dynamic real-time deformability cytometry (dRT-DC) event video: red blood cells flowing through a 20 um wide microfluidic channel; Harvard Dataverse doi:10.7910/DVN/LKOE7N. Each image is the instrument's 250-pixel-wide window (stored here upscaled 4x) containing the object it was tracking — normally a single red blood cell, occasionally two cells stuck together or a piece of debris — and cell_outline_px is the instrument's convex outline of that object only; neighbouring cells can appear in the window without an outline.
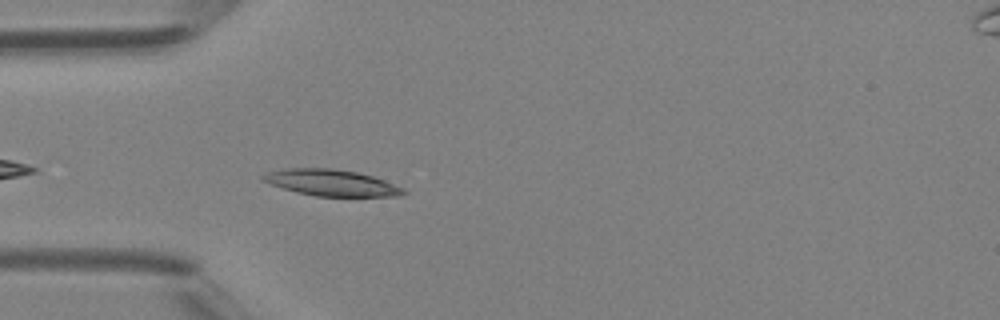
{"species": "Egyptian fruit bat (a non-hibernating species)", "species_latin": "Rousettus aegyptiacus", "temperature_condition": "room temperature", "stored_images_in_passage": 36, "camera_frame_rate_fps": 3000, "um_per_image_px": 0.085, "animal": {"sex": "female"}, "frame": {"image": 1, "passage_image": 3, "time_ms": 0.667, "image_size_px": [1000, 320], "cell_outline_px": [[408, 192], [400, 196], [316, 196], [296, 192], [272, 184], [264, 180], [260, 176], [264, 172], [284, 168], [332, 168], [356, 172], [372, 176], [384, 180], [404, 188]], "centroid_in_image_um": [28.17, 15.52], "position_along_channel_um": 56.8, "area_um2": 21.5}}
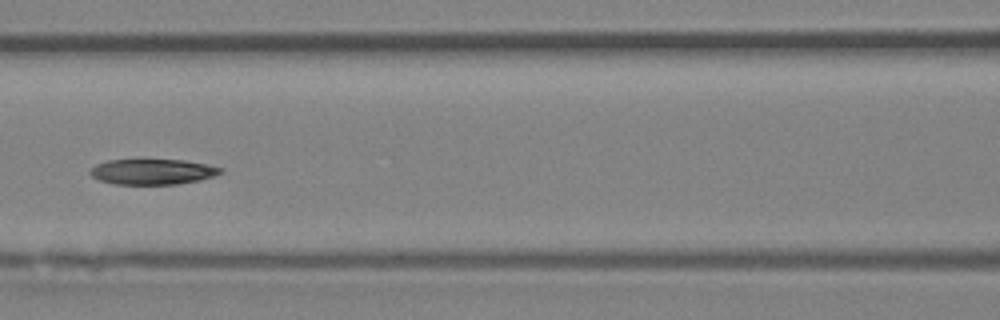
{"frame": {"image": 2, "passage_image": 10, "time_ms": 3.0, "image_size_px": [1000, 320], "cell_outline_px": [[224, 172], [216, 176], [200, 180], [176, 184], [116, 184], [100, 180], [92, 176], [88, 172], [96, 164], [108, 160], [136, 156], [140, 156], [184, 160], [224, 168]], "centroid_in_image_um": [12.96, 14.53], "position_along_channel_um": 153.6, "area_um2": 20.46}}
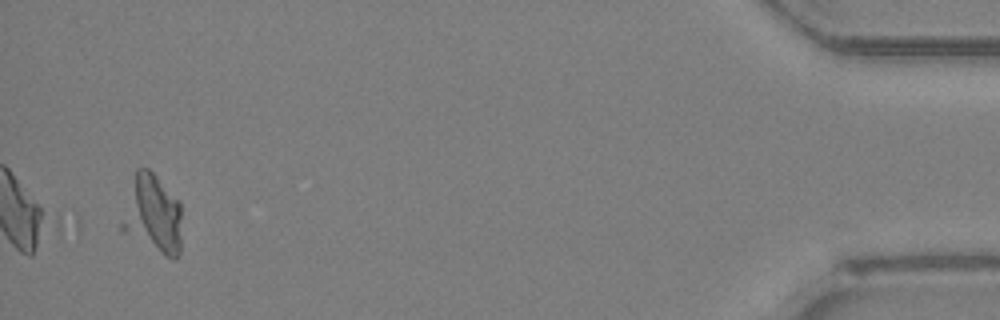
{"frame": {"image": 3, "passage_image": 34, "time_ms": 11.0, "image_size_px": [1000, 320], "cell_outline_px": [[180, 252], [176, 260], [172, 260], [164, 256], [120, 232], [120, 224], [136, 168], [148, 168], [180, 200]], "centroid_in_image_um": [12.97, 18.26], "position_along_channel_um": 422.2, "area_um2": 27.63}, "authors_computed_cell_mechanics": {"area_um2": 20.6924, "velocity_mm_per_s": 4.3762, "shape_relaxation_time_tau1_ms": 11.1487, "shape_relaxation_time_tau2_ms": 9.6961, "deformation_change_tau1": 0.2133, "deformation_change_tau2": 0.1691}}